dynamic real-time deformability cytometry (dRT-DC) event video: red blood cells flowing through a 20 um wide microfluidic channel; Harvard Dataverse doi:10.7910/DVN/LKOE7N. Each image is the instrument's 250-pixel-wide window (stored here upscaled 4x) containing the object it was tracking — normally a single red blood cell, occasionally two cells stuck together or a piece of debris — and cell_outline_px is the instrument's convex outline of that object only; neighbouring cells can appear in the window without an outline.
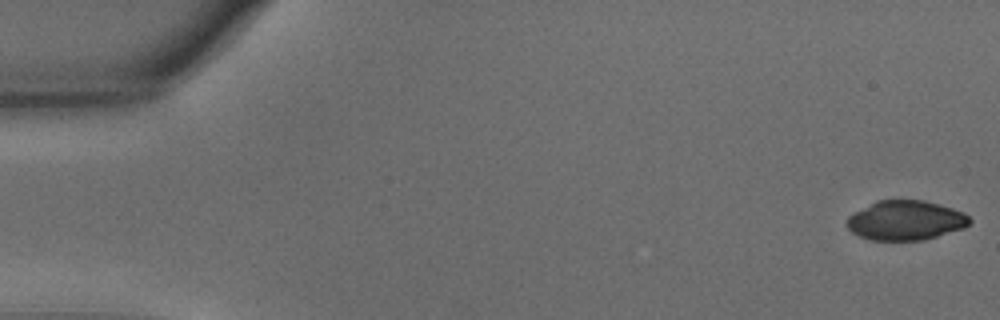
{"species": "common noctule bat (a hibernating species)", "species_latin": "Nyctalus noctula", "temperature_condition": "warm", "stored_images_in_passage": 43, "camera_frame_rate_fps": 3000, "um_per_image_px": 0.085, "animal": {"sex": "male", "body_mass_g": 15.6}, "frame": {"image": 1, "passage_image": 1, "time_ms": 0.0, "image_size_px": [1000, 320], "cell_outline_px": [[972, 220], [964, 228], [924, 240], [872, 240], [860, 236], [852, 232], [844, 224], [848, 216], [876, 200], [924, 200], [940, 204], [964, 212]], "centroid_in_image_um": [76.97, 18.73], "position_along_channel_um": 8.0, "area_um2": 28.38}}
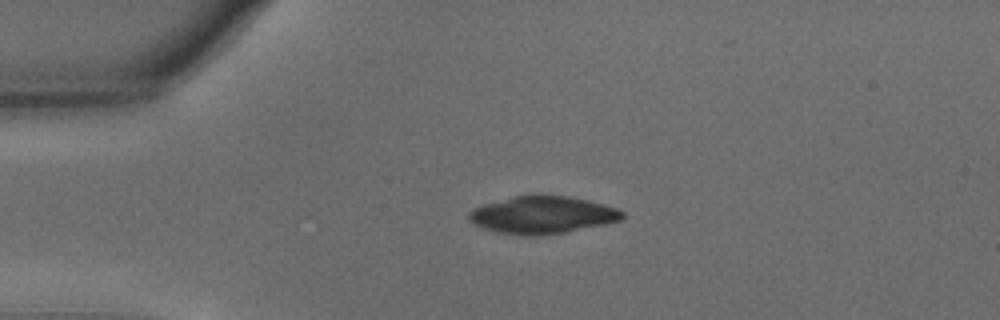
{"frame": {"image": 2, "passage_image": 13, "time_ms": 4.0, "image_size_px": [1000, 320], "cell_outline_px": [[624, 216], [620, 220], [604, 224], [564, 232], [540, 236], [520, 236], [496, 232], [472, 224], [468, 220], [468, 212], [472, 208], [484, 204], [512, 196], [532, 192], [540, 192], [568, 196], [588, 200], [604, 204], [616, 208], [624, 212]], "centroid_in_image_um": [46.04, 18.24], "position_along_channel_um": 39.0, "area_um2": 34.33}}